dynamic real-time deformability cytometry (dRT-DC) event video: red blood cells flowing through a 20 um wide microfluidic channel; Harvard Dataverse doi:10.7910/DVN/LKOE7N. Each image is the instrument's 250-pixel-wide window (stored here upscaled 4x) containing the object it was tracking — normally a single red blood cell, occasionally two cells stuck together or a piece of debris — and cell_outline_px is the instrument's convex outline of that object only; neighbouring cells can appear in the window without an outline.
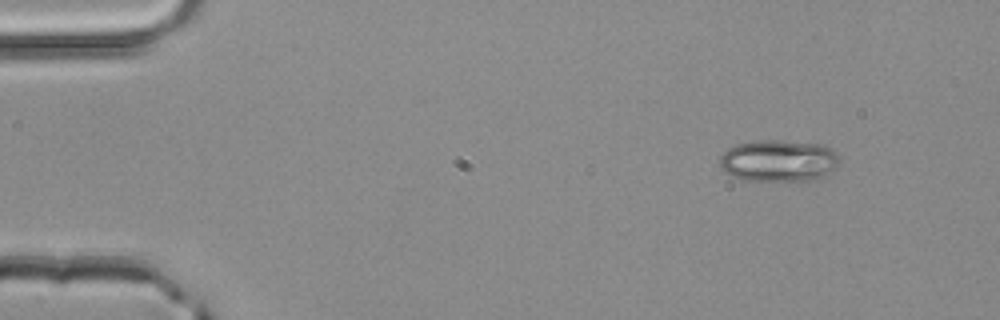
{"species": "common noctule bat (a hibernating species)", "species_latin": "Nyctalus noctula", "temperature_condition": "room temperature", "stored_images_in_passage": 4, "camera_frame_rate_fps": 3000, "um_per_image_px": 0.085, "animal": {"sex": "male", "body_mass_g": 20.4}, "frame": {"image": 1, "passage_image": 1, "time_ms": 0.0, "image_size_px": [1000, 320], "cell_outline_px": [[840, 164], [836, 168], [824, 176], [816, 180], [744, 180], [732, 176], [724, 172], [720, 168], [720, 156], [728, 148], [736, 144], [752, 140], [784, 140], [824, 144], [832, 148], [840, 156]], "centroid_in_image_um": [66.21, 13.64], "position_along_channel_um": 18.8, "area_um2": 29.77}}